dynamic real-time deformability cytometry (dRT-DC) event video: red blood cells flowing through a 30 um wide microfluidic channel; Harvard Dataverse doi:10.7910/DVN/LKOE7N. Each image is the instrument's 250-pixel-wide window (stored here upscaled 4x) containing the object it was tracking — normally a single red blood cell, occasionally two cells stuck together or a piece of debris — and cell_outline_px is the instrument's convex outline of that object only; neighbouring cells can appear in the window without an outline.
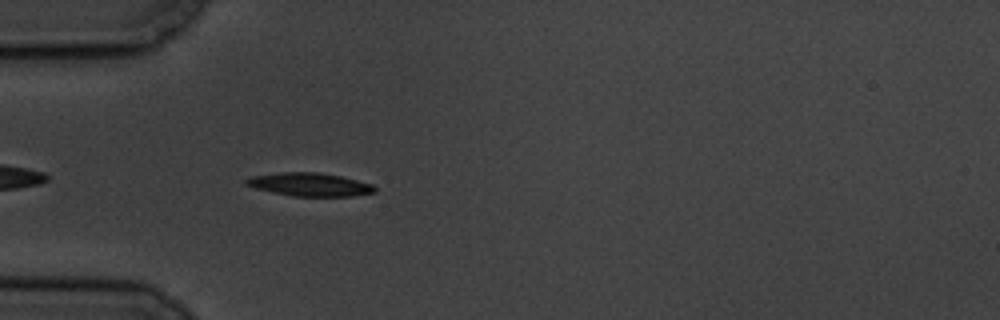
{"species": "common noctule bat (a hibernating species)", "species_latin": "Nyctalus noctula", "temperature_condition": "cold", "stored_images_in_passage": 5, "camera_frame_rate_fps": 3000, "um_per_image_px": 0.085, "animal": {"sex": "male", "body_mass_g": 19.5, "forearm_length_mm": 54.6}, "frame": {"image": 1, "passage_image": 5, "time_ms": 5.333, "image_size_px": [1000, 320], "cell_outline_px": [[376, 192], [352, 196], [292, 196], [272, 192], [256, 188], [244, 184], [244, 180], [252, 176], [284, 172], [320, 172], [340, 176], [372, 184], [376, 188]], "centroid_in_image_um": [26.32, 15.68], "position_along_channel_um": 58.7, "area_um2": 17.34}}